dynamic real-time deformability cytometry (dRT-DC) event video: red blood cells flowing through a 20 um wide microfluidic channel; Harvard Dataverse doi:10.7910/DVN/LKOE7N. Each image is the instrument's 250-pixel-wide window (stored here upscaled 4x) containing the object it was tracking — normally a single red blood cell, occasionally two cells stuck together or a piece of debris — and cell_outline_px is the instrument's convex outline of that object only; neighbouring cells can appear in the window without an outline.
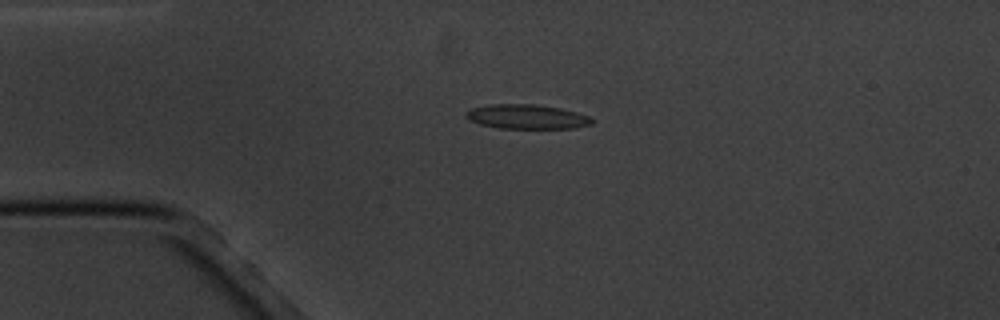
{"species": "common noctule bat (a hibernating species)", "species_latin": "Nyctalus noctula", "temperature_condition": "cold", "stored_images_in_passage": 3, "camera_frame_rate_fps": 3000, "um_per_image_px": 0.085, "animal": {"sex": "male", "body_mass_g": 20.1, "forearm_length_mm": 53.5}, "frame": {"image": 1, "passage_image": 3, "time_ms": 2.333, "image_size_px": [1000, 320], "cell_outline_px": [[592, 124], [576, 128], [500, 128], [480, 124], [468, 120], [464, 116], [464, 112], [468, 108], [488, 104], [536, 104], [560, 108], [576, 112], [588, 116], [592, 120]], "centroid_in_image_um": [44.7, 9.91], "position_along_channel_um": 40.3, "area_um2": 18.09}}